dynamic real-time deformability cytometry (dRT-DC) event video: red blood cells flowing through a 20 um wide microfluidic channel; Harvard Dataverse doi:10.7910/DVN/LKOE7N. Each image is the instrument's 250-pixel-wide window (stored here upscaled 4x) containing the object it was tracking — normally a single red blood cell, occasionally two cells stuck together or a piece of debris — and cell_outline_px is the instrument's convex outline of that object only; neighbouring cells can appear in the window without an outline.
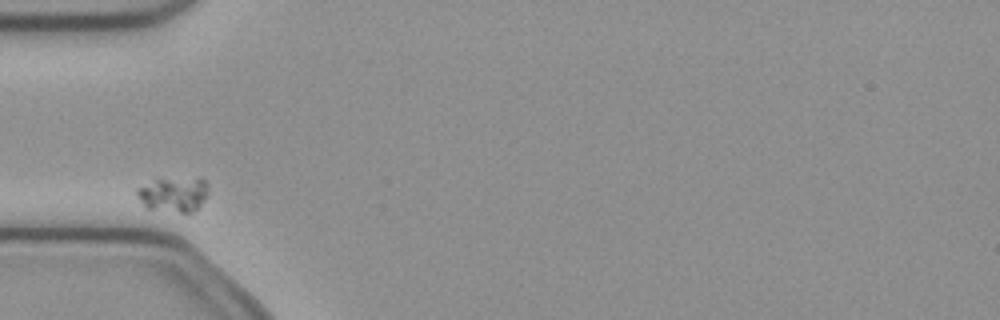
{"species": "common noctule bat (a hibernating species)", "species_latin": "Nyctalus noctula", "temperature_condition": "cold", "stored_images_in_passage": 9, "camera_frame_rate_fps": 3000, "um_per_image_px": 0.085, "animal": {"sex": "female", "body_mass_g": 21.9}, "frame": {"image": 1, "passage_image": 2, "time_ms": 0.333, "image_size_px": [1000, 320], "cell_outline_px": [[208, 192], [200, 204], [192, 212], [180, 212], [148, 208], [136, 196], [136, 188], [156, 176], [200, 176], [208, 184]], "centroid_in_image_um": [14.72, 16.41], "position_along_channel_um": 70.3, "area_um2": 15.26}}
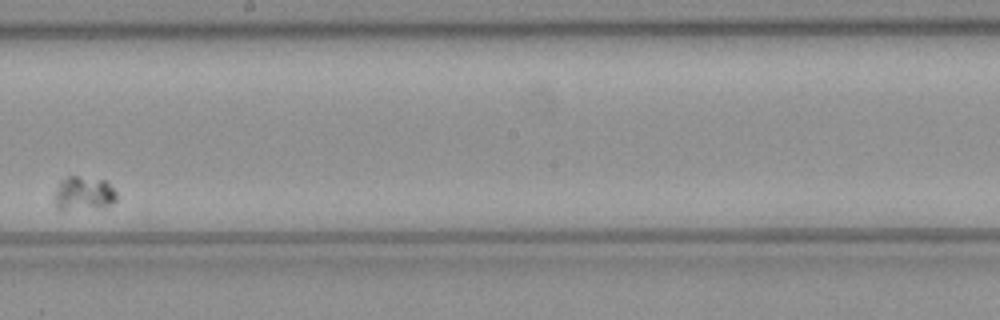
{"frame": {"image": 2, "passage_image": 6, "time_ms": 1.667, "image_size_px": [1000, 320], "cell_outline_px": [[116, 200], [112, 204], [104, 208], [56, 208], [56, 192], [60, 180], [68, 176], [76, 176], [104, 180], [116, 192]], "centroid_in_image_um": [7.15, 16.43], "position_along_channel_um": 241.0, "area_um2": 11.91}}
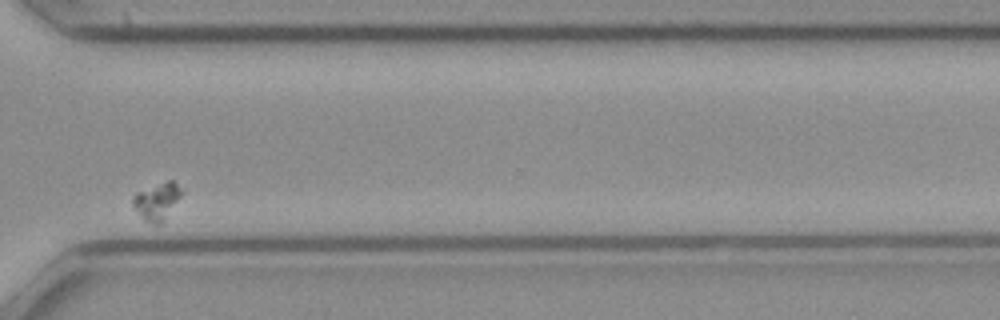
{"frame": {"image": 3, "passage_image": 9, "time_ms": 2.667, "image_size_px": [1000, 320], "cell_outline_px": [[184, 192], [160, 224], [152, 224], [144, 220], [132, 204], [132, 196], [136, 192], [168, 180], [172, 180], [184, 188]], "centroid_in_image_um": [13.36, 17.07], "position_along_channel_um": 357.2, "area_um2": 10.46}}